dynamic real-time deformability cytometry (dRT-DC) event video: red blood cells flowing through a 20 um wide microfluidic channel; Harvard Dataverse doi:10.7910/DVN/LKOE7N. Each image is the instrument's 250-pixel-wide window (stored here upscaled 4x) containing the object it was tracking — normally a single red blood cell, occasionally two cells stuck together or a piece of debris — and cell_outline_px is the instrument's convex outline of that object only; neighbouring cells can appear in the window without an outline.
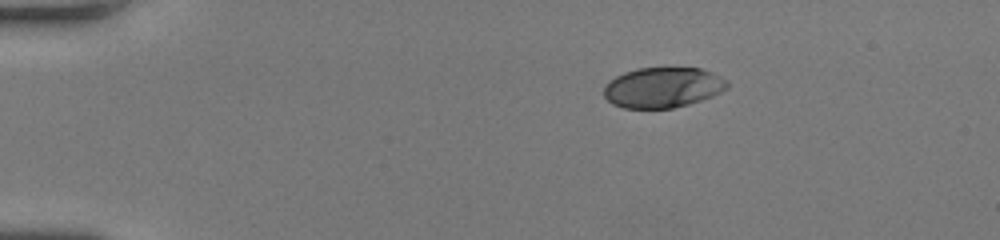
{"species": "human", "species_latin": "Homo sapiens", "temperature_condition": "room temperature", "stored_images_in_passage": 42, "camera_frame_rate_fps": 3000, "um_per_image_px": 0.085, "donor": {"sex": "female"}, "frame": {"image": 1, "passage_image": 1, "time_ms": 0.0, "image_size_px": [1000, 240], "cell_outline_px": [[728, 88], [712, 96], [688, 104], [672, 108], [624, 108], [612, 104], [604, 96], [604, 84], [608, 80], [624, 72], [640, 68], [700, 68], [712, 72], [728, 80]], "centroid_in_image_um": [56.33, 7.43], "position_along_channel_um": 28.7, "area_um2": 29.07}}
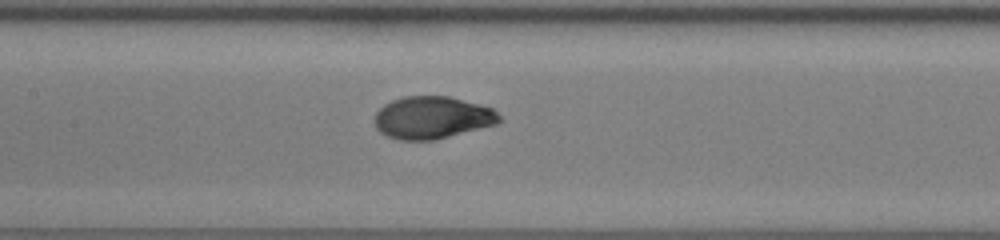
{"frame": {"image": 2, "passage_image": 17, "time_ms": 5.333, "image_size_px": [1000, 240], "cell_outline_px": [[500, 120], [496, 124], [432, 140], [396, 140], [380, 132], [376, 128], [376, 112], [384, 104], [392, 100], [404, 96], [448, 96], [492, 108], [500, 116]], "centroid_in_image_um": [36.7, 9.99], "position_along_channel_um": 170.7, "area_um2": 30.4}}
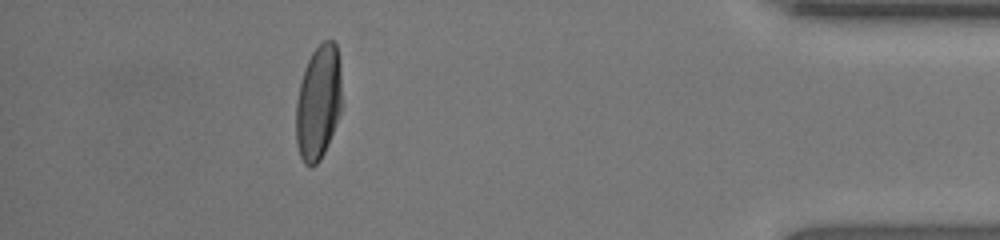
{"frame": {"image": 3, "passage_image": 37, "time_ms": 12.0, "image_size_px": [1000, 240], "cell_outline_px": [[340, 112], [328, 144], [320, 160], [312, 168], [308, 168], [304, 164], [300, 156], [296, 144], [296, 100], [304, 68], [312, 52], [324, 40], [332, 40], [336, 44], [340, 64]], "centroid_in_image_um": [27.03, 8.74], "position_along_channel_um": 408.2, "area_um2": 30.58}, "authors_computed_cell_mechanics": {"area_um2": 30.7496, "velocity_mm_per_s": 4.2479, "shape_relaxation_time_tau1_ms": 3.4112, "shape_relaxation_time_tau2_ms": null, "deformation_change_tau1": 0.1916, "deformation_change_tau2": null}}